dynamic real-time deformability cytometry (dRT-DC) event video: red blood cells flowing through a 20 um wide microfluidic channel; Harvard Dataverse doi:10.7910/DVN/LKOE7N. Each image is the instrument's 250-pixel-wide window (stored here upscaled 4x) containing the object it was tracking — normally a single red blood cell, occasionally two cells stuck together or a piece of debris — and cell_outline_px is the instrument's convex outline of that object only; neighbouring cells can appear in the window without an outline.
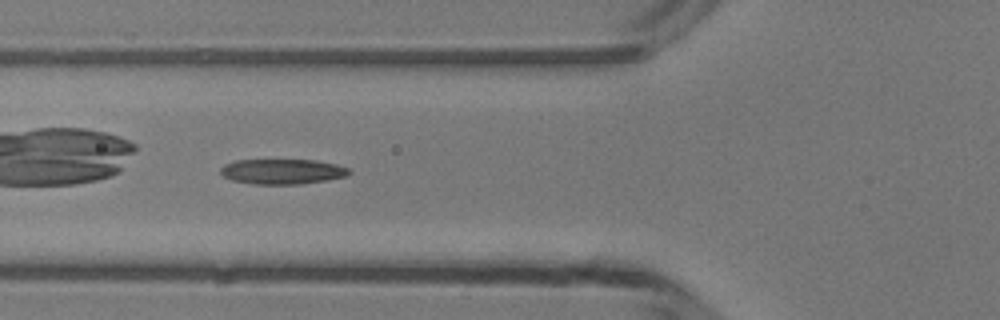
{"species": "common noctule bat (a hibernating species)", "species_latin": "Nyctalus noctula", "temperature_condition": "room temperature", "stored_images_in_passage": 35, "camera_frame_rate_fps": 3000, "um_per_image_px": 0.085, "animal": {"sex": "male", "body_mass_g": 13.3}, "frame": {"image": 1, "passage_image": 4, "time_ms": 1.0, "image_size_px": [1000, 320], "cell_outline_px": [[352, 172], [348, 176], [328, 180], [300, 184], [252, 184], [232, 180], [224, 176], [220, 172], [220, 168], [224, 164], [236, 160], [316, 160], [336, 164], [348, 168]], "centroid_in_image_um": [24.02, 14.58], "position_along_channel_um": 101.8, "area_um2": 18.96}}
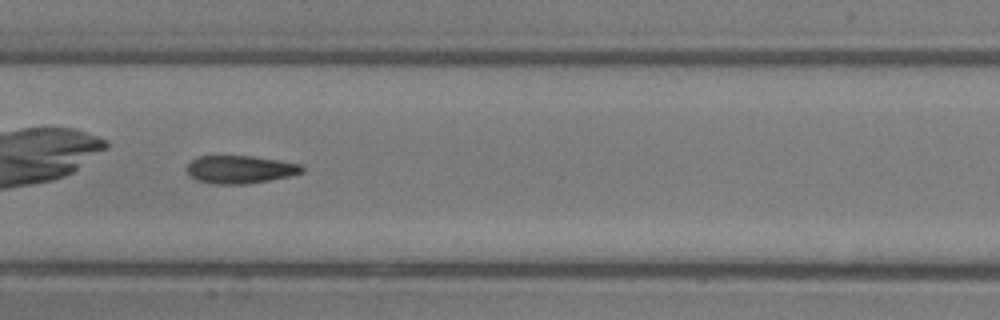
{"frame": {"image": 2, "passage_image": 10, "time_ms": 3.0, "image_size_px": [1000, 320], "cell_outline_px": [[304, 172], [288, 176], [248, 184], [212, 184], [196, 180], [184, 168], [196, 156], [252, 156], [280, 160], [300, 164], [304, 168]], "centroid_in_image_um": [20.39, 14.4], "position_along_channel_um": 187.0, "area_um2": 18.79}}
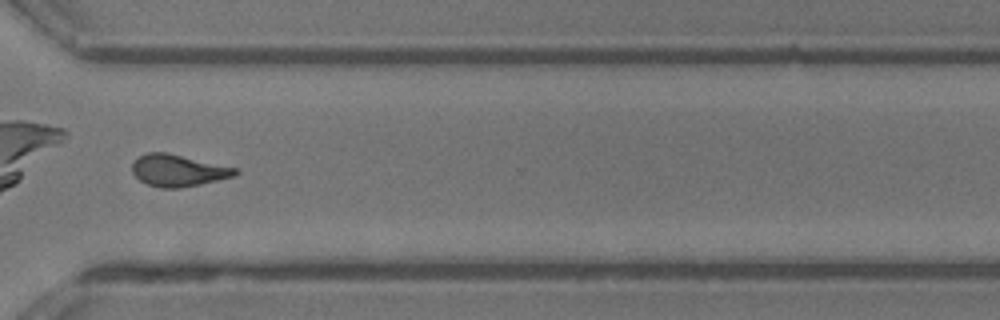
{"frame": {"image": 3, "passage_image": 22, "time_ms": 7.0, "image_size_px": [1000, 320], "cell_outline_px": [[240, 172], [236, 176], [200, 184], [180, 188], [160, 188], [148, 184], [140, 180], [132, 172], [132, 164], [140, 156], [148, 152], [168, 152], [236, 168]], "centroid_in_image_um": [15.16, 14.49], "position_along_channel_um": 355.4, "area_um2": 19.07}, "authors_computed_cell_mechanics": {"area_um2": 18.9584, "velocity_mm_per_s": 4.2254, "shape_relaxation_time_tau1_ms": 3.9203, "shape_relaxation_time_tau2_ms": 2.4593, "deformation_change_tau1": 0.1591, "deformation_change_tau2": 0.1187}}